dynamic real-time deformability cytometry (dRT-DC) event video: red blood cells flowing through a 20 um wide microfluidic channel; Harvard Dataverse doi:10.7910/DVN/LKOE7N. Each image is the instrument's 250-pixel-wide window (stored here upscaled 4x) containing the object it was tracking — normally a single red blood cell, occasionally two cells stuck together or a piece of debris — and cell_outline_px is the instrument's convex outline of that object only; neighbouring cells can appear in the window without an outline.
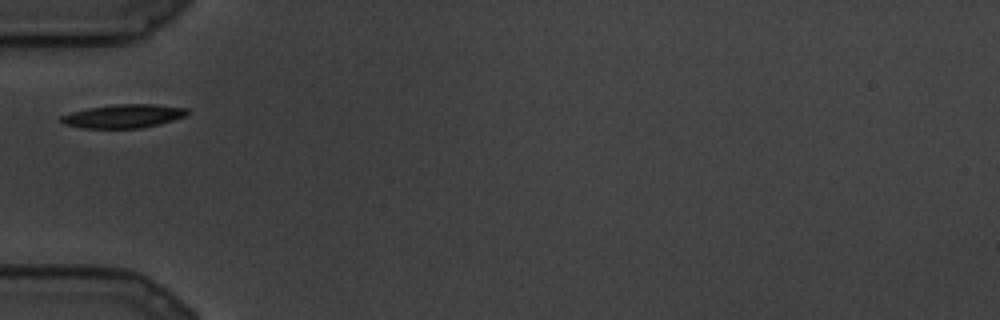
{"species": "common noctule bat (a hibernating species)", "species_latin": "Nyctalus noctula", "temperature_condition": "cold", "stored_images_in_passage": 18, "camera_frame_rate_fps": 3000, "um_per_image_px": 0.085, "animal": {"sex": "male", "body_mass_g": 19.5, "forearm_length_mm": 54.6}, "frame": {"image": 1, "passage_image": 1, "time_ms": 0.0, "image_size_px": [1000, 320], "cell_outline_px": [[188, 112], [184, 116], [160, 124], [140, 128], [80, 128], [64, 124], [60, 120], [60, 116], [72, 112], [88, 108], [116, 104], [152, 104], [188, 108]], "centroid_in_image_um": [10.47, 9.87], "position_along_channel_um": 74.5, "area_um2": 17.22}}
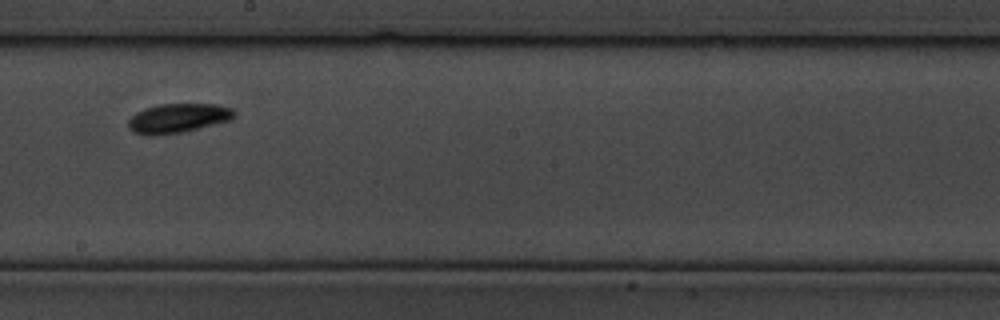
{"frame": {"image": 2, "passage_image": 7, "time_ms": 2.0, "image_size_px": [1000, 320], "cell_outline_px": [[236, 116], [228, 120], [180, 132], [152, 136], [148, 136], [132, 132], [128, 128], [128, 120], [136, 112], [144, 108], [160, 104], [216, 104], [232, 108], [236, 112]], "centroid_in_image_um": [15.08, 10.04], "position_along_channel_um": 233.1, "area_um2": 17.98}}
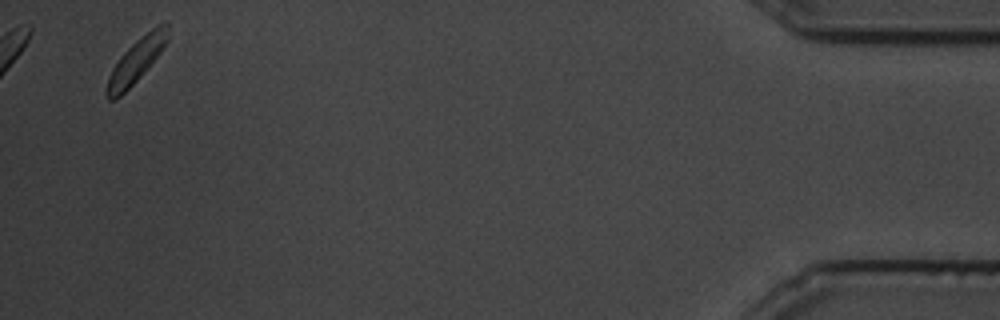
{"frame": {"image": 3, "passage_image": 18, "time_ms": 5.667, "image_size_px": [1000, 320], "cell_outline_px": [[168, 40], [160, 52], [136, 80], [116, 100], [108, 100], [108, 76], [112, 68], [120, 56], [136, 40], [152, 28], [164, 20], [168, 20]], "centroid_in_image_um": [11.61, 5.08], "position_along_channel_um": 423.6, "area_um2": 15.09}}